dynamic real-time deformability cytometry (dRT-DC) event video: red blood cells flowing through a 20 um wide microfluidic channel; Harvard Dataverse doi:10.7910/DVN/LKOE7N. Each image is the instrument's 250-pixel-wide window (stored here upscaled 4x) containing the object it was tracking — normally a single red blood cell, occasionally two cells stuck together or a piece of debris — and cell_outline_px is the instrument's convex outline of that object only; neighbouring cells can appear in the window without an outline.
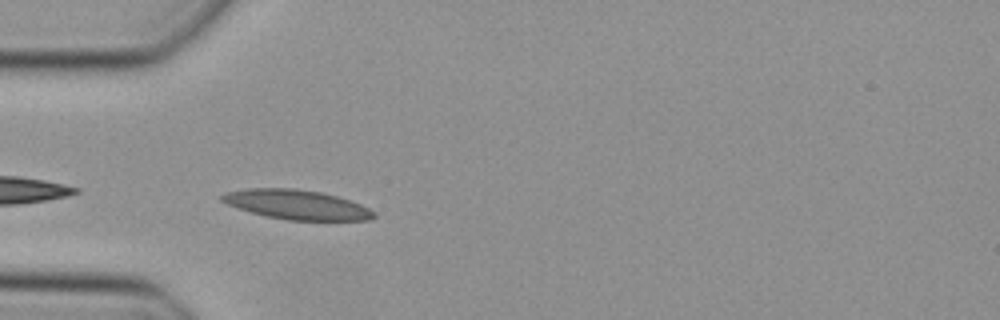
{"species": "Egyptian fruit bat (a non-hibernating species)", "species_latin": "Rousettus aegyptiacus", "temperature_condition": "cold", "stored_images_in_passage": 35, "camera_frame_rate_fps": 3000, "um_per_image_px": 0.085, "animal": {"sex": "female"}, "frame": {"image": 1, "passage_image": 2, "time_ms": 0.333, "image_size_px": [1000, 320], "cell_outline_px": [[376, 216], [368, 220], [288, 220], [268, 216], [252, 212], [228, 204], [220, 200], [220, 196], [228, 192], [248, 188], [296, 188], [320, 192], [336, 196], [360, 204], [376, 212]], "centroid_in_image_um": [25.24, 17.39], "position_along_channel_um": 59.8, "area_um2": 25.78}}
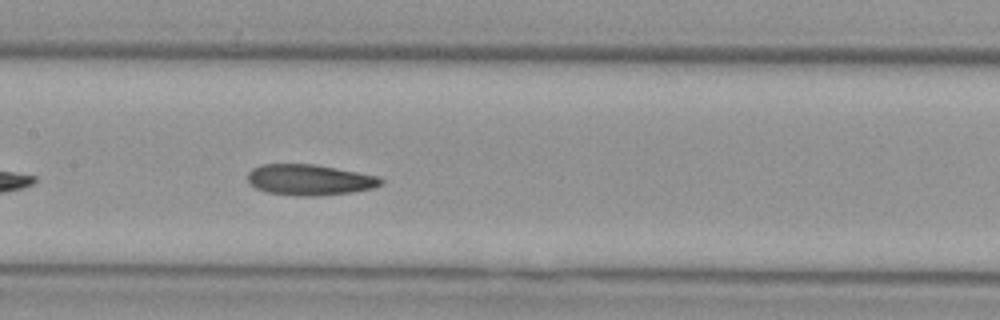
{"frame": {"image": 2, "passage_image": 11, "time_ms": 3.333, "image_size_px": [1000, 320], "cell_outline_px": [[384, 184], [372, 188], [352, 192], [320, 196], [296, 196], [268, 192], [256, 188], [248, 180], [248, 172], [252, 168], [260, 164], [316, 164], [380, 176], [384, 180]], "centroid_in_image_um": [26.35, 15.28], "position_along_channel_um": 181.0, "area_um2": 24.16}}
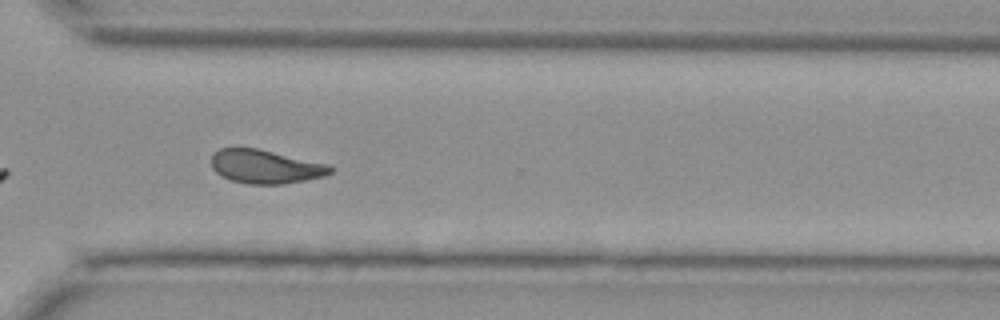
{"frame": {"image": 3, "passage_image": 23, "time_ms": 7.333, "image_size_px": [1000, 320], "cell_outline_px": [[332, 172], [324, 176], [284, 184], [248, 184], [232, 180], [216, 172], [212, 168], [212, 152], [220, 148], [256, 148], [328, 164], [332, 168]], "centroid_in_image_um": [22.54, 14.16], "position_along_channel_um": 348.1, "area_um2": 23.12}}